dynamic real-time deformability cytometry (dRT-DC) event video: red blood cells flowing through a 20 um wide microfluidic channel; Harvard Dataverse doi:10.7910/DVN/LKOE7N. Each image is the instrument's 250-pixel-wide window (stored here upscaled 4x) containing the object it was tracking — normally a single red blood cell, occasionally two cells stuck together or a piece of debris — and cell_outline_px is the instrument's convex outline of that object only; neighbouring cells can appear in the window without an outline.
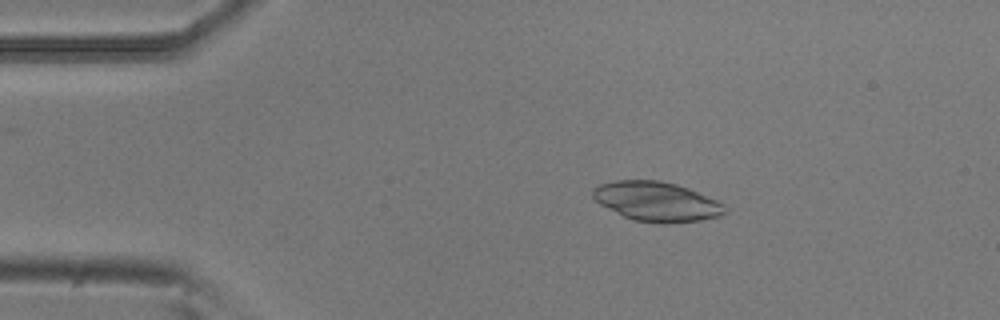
{"species": "common noctule bat (a hibernating species)", "species_latin": "Nyctalus noctula", "temperature_condition": "room temperature", "stored_images_in_passage": 6, "camera_frame_rate_fps": 3000, "um_per_image_px": 0.085, "animal": {"sex": "male", "body_mass_g": 20.5, "forearm_length_mm": 52.5}, "frame": {"image": 1, "passage_image": 1, "time_ms": 0.0, "image_size_px": [1000, 320], "cell_outline_px": [[728, 212], [720, 216], [700, 220], [664, 224], [632, 220], [600, 204], [592, 196], [592, 192], [600, 184], [616, 180], [656, 180], [676, 184], [688, 188], [716, 200], [724, 204]], "centroid_in_image_um": [55.84, 17.14], "position_along_channel_um": 29.2, "area_um2": 30.23}}
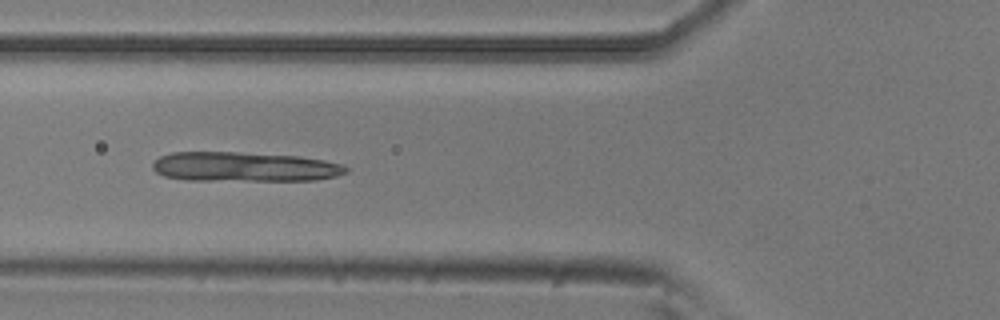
{"frame": {"image": 2, "passage_image": 4, "time_ms": 1.0, "image_size_px": [1000, 320], "cell_outline_px": [[348, 172], [336, 176], [316, 180], [188, 180], [164, 176], [156, 172], [152, 168], [152, 164], [160, 156], [172, 152], [236, 152], [300, 156], [324, 160], [344, 164], [348, 168]], "centroid_in_image_um": [20.79, 14.17], "position_along_channel_um": 105.0, "area_um2": 33.41}}
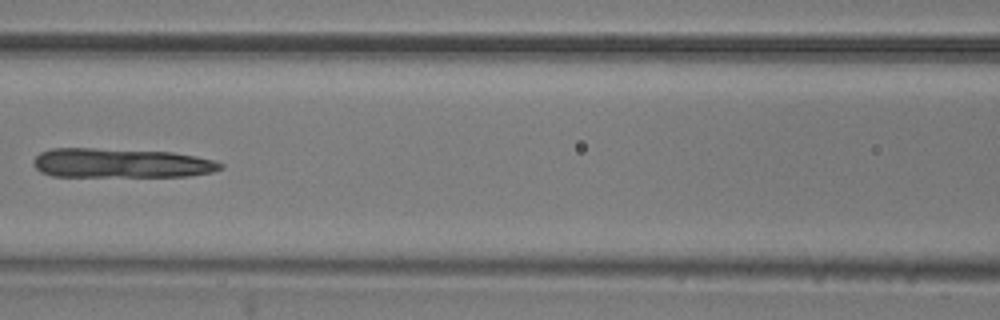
{"frame": {"image": 3, "passage_image": 5, "time_ms": 1.333, "image_size_px": [1000, 320], "cell_outline_px": [[224, 168], [212, 172], [188, 176], [52, 176], [40, 172], [32, 164], [32, 160], [40, 152], [52, 148], [92, 148], [172, 152], [196, 156], [212, 160], [224, 164]], "centroid_in_image_um": [10.25, 13.86], "position_along_channel_um": 156.3, "area_um2": 32.14}}